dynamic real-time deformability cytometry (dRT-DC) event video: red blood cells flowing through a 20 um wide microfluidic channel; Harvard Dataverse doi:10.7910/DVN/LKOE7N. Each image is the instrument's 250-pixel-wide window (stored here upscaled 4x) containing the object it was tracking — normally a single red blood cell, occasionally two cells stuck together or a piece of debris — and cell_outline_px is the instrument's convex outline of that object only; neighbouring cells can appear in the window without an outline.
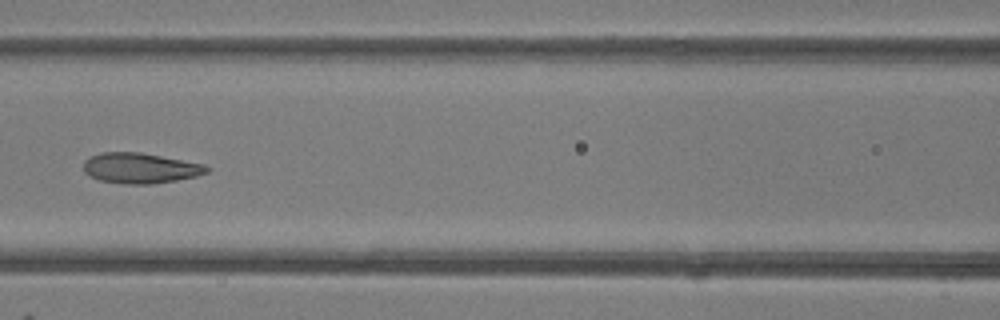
{"species": "common noctule bat (a hibernating species)", "species_latin": "Nyctalus noctula", "temperature_condition": "room temperature", "stored_images_in_passage": 7, "camera_frame_rate_fps": 3000, "um_per_image_px": 0.085, "animal": {"sex": "female"}, "frame": {"image": 1, "passage_image": 6, "time_ms": 6.667, "image_size_px": [1000, 320], "cell_outline_px": [[212, 168], [208, 172], [196, 176], [176, 180], [152, 184], [124, 184], [100, 180], [84, 172], [84, 160], [100, 152], [140, 152], [204, 164]], "centroid_in_image_um": [11.94, 14.29], "position_along_channel_um": 154.7, "area_um2": 21.79}}
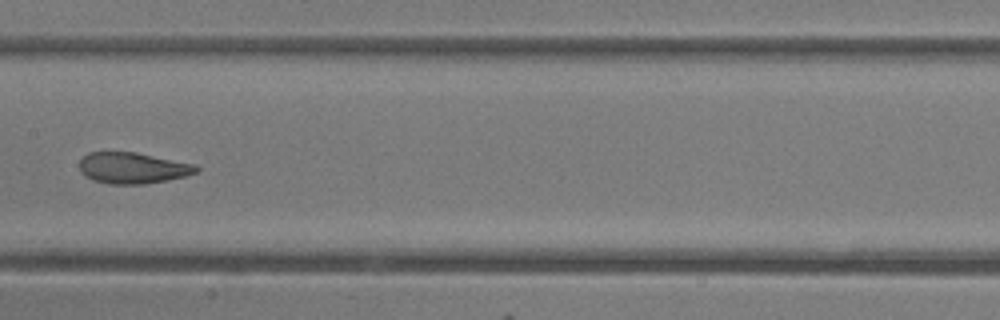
{"frame": {"image": 2, "passage_image": 7, "time_ms": 7.667, "image_size_px": [1000, 320], "cell_outline_px": [[200, 168], [196, 172], [184, 176], [144, 184], [108, 184], [92, 180], [84, 176], [80, 172], [80, 160], [88, 152], [136, 152], [196, 164]], "centroid_in_image_um": [11.25, 14.27], "position_along_channel_um": 196.1, "area_um2": 21.21}}